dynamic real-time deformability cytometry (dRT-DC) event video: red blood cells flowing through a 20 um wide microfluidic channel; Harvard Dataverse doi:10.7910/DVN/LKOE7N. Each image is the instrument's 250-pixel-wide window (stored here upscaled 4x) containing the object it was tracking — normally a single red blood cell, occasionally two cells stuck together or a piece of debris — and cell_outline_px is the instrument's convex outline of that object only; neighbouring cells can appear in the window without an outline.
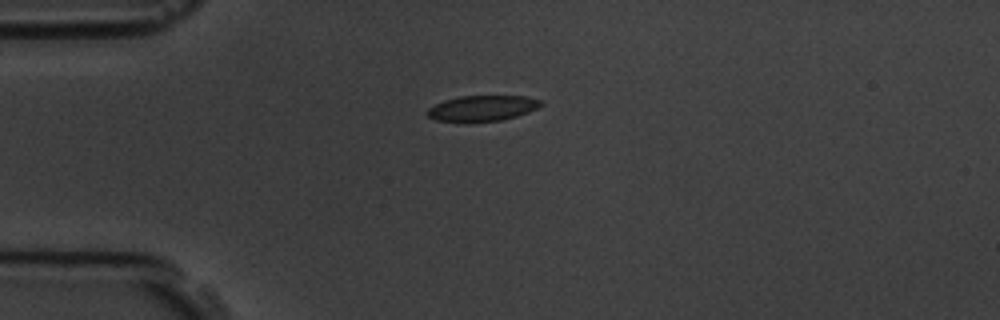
{"species": "common noctule bat (a hibernating species)", "species_latin": "Nyctalus noctula", "temperature_condition": "room temperature", "stored_images_in_passage": 3, "camera_frame_rate_fps": 3000, "um_per_image_px": 0.085, "animal": {"sex": "male", "body_mass_g": 19.5, "forearm_length_mm": 54.6}, "frame": {"image": 1, "passage_image": 1, "time_ms": 0.0, "image_size_px": [1000, 320], "cell_outline_px": [[544, 104], [528, 112], [516, 116], [500, 120], [472, 124], [436, 120], [428, 116], [424, 112], [428, 108], [444, 100], [460, 96], [528, 96], [544, 100]], "centroid_in_image_um": [40.98, 9.22], "position_along_channel_um": 44.0, "area_um2": 17.51}}
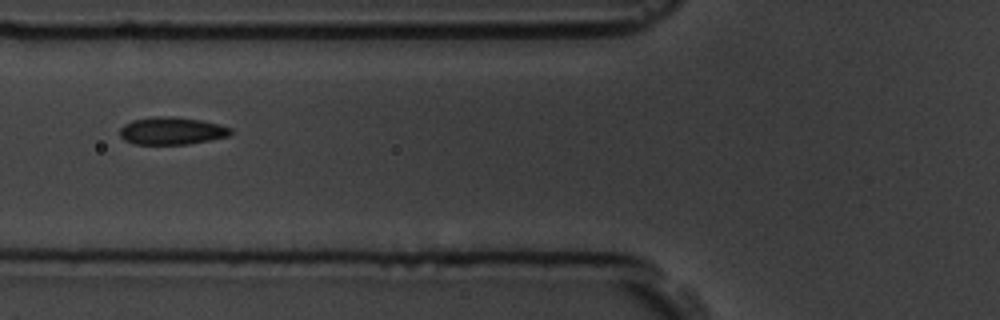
{"frame": {"image": 2, "passage_image": 3, "time_ms": 2.333, "image_size_px": [1000, 320], "cell_outline_px": [[232, 132], [228, 136], [188, 144], [136, 144], [124, 140], [120, 136], [120, 128], [124, 124], [132, 120], [152, 116], [172, 116], [200, 120], [220, 124], [232, 128]], "centroid_in_image_um": [14.58, 11.11], "position_along_channel_um": 111.2, "area_um2": 17.8}}